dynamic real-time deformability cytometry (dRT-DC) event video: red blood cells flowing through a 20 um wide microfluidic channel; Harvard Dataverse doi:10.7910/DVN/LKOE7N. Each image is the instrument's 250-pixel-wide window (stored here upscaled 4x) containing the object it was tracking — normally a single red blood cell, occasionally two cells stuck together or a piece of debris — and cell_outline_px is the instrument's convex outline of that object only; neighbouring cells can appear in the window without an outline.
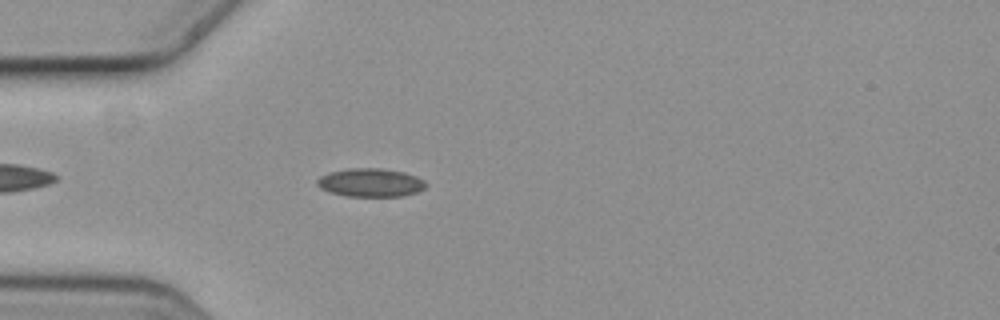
{"species": "common noctule bat (a hibernating species)", "species_latin": "Nyctalus noctula", "temperature_condition": "cold", "stored_images_in_passage": 4, "camera_frame_rate_fps": 3000, "um_per_image_px": 0.085, "animal": {"sex": "female", "body_mass_g": 19.3, "forearm_length_mm": 54.1}, "frame": {"image": 1, "passage_image": 4, "time_ms": 1.0, "image_size_px": [1000, 320], "cell_outline_px": [[428, 184], [424, 188], [416, 192], [400, 196], [348, 196], [332, 192], [320, 188], [316, 184], [316, 180], [320, 176], [328, 172], [348, 168], [380, 168], [404, 172], [416, 176], [424, 180]], "centroid_in_image_um": [31.49, 15.51], "position_along_channel_um": 53.5, "area_um2": 17.98}}